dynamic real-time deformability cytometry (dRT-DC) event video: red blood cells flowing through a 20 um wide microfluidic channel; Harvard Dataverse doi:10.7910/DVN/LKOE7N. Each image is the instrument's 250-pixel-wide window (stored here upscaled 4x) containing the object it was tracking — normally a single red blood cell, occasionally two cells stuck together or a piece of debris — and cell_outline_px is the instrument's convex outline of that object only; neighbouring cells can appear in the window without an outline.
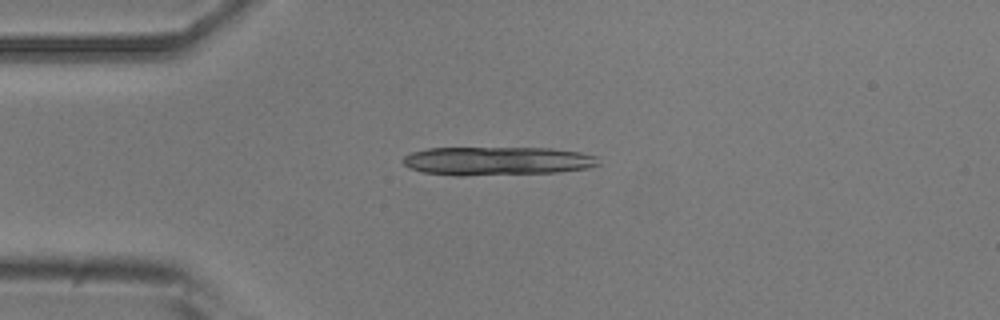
{"species": "common noctule bat (a hibernating species)", "species_latin": "Nyctalus noctula", "temperature_condition": "room temperature", "stored_images_in_passage": 6, "camera_frame_rate_fps": 3000, "um_per_image_px": 0.085, "animal": {"sex": "male", "body_mass_g": 20.5, "forearm_length_mm": 52.5}, "frame": {"image": 1, "passage_image": 4, "time_ms": 3.333, "image_size_px": [1000, 320], "cell_outline_px": [[600, 164], [588, 168], [560, 172], [464, 176], [456, 176], [424, 172], [408, 168], [400, 160], [404, 156], [412, 152], [428, 148], [552, 148], [580, 152], [596, 156]], "centroid_in_image_um": [42.24, 13.69], "position_along_channel_um": 42.8, "area_um2": 32.83}}